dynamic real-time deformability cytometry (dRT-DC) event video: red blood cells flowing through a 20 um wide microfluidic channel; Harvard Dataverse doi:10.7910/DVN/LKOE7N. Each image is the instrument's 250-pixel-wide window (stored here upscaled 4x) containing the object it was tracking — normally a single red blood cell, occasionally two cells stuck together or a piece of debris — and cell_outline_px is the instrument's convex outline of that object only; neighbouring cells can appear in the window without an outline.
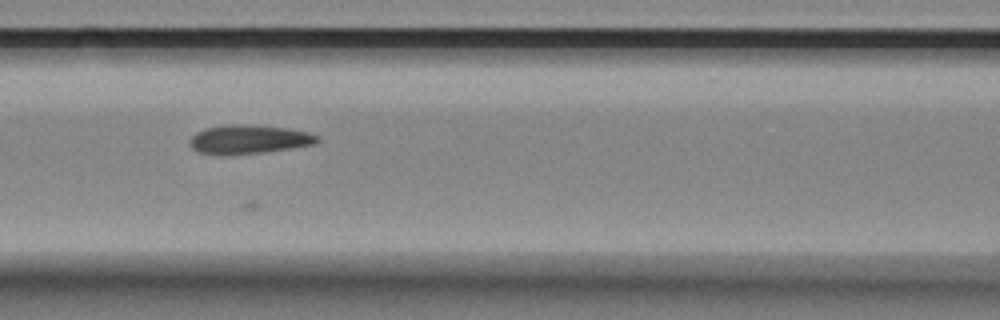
{"species": "Egyptian fruit bat (a non-hibernating species)", "species_latin": "Rousettus aegyptiacus", "temperature_condition": "room temperature", "stored_images_in_passage": 9, "segment_of_instrument_passage": [1, 2], "camera_frame_rate_fps": 3000, "um_per_image_px": 0.085, "animal": {"sex": "female"}, "frame": {"image": 1, "passage_image": 7, "time_ms": 7.0, "image_size_px": [1000, 320], "cell_outline_px": [[320, 140], [316, 144], [264, 152], [224, 156], [216, 156], [200, 152], [192, 148], [188, 144], [188, 140], [196, 132], [204, 128], [224, 124], [244, 124], [288, 128], [308, 132], [320, 136]], "centroid_in_image_um": [21.11, 11.85], "position_along_channel_um": 145.5, "area_um2": 21.96}}
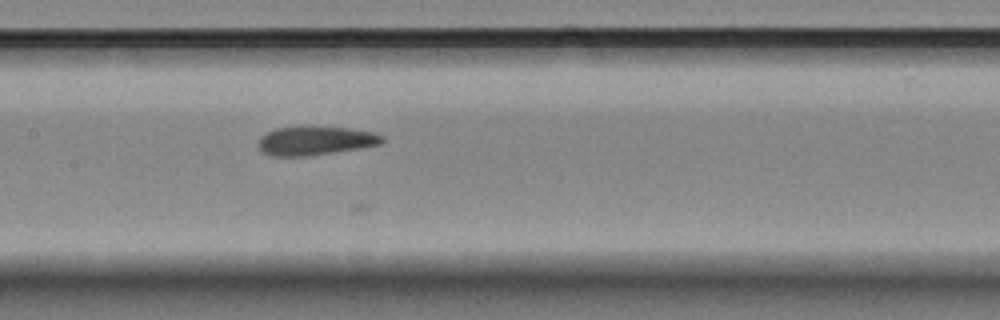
{"frame": {"image": 2, "passage_image": 8, "time_ms": 8.0, "image_size_px": [1000, 320], "cell_outline_px": [[384, 140], [380, 144], [360, 148], [304, 156], [272, 156], [264, 152], [260, 148], [260, 136], [276, 128], [348, 128], [372, 132], [384, 136]], "centroid_in_image_um": [26.83, 11.98], "position_along_channel_um": 180.6, "area_um2": 20.0}}